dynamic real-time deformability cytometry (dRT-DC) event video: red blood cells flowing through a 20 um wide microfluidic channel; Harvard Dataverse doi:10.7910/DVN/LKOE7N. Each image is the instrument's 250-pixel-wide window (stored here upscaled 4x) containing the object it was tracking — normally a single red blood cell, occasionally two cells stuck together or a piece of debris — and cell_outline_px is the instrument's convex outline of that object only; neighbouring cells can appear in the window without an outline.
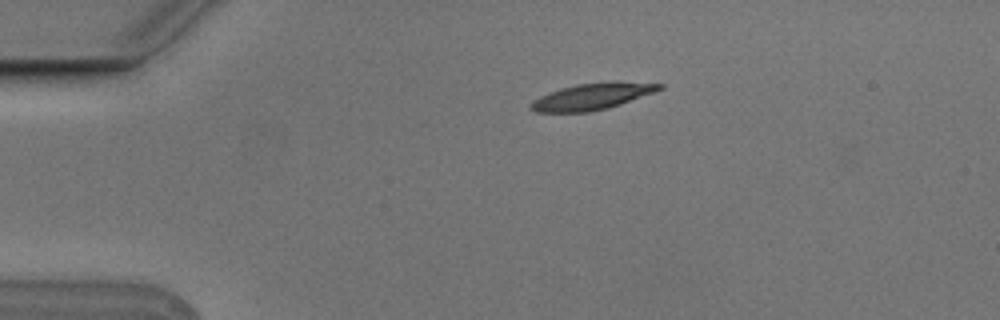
{"species": "Egyptian fruit bat (a non-hibernating species)", "species_latin": "Rousettus aegyptiacus", "temperature_condition": "cold", "stored_images_in_passage": 5, "camera_frame_rate_fps": 3000, "um_per_image_px": 0.085, "animal": {"sex": "male"}, "frame": {"image": 1, "passage_image": 5, "time_ms": 1.333, "image_size_px": [1000, 320], "cell_outline_px": [[664, 88], [656, 92], [608, 108], [588, 112], [536, 112], [528, 108], [528, 104], [532, 100], [540, 96], [560, 88], [576, 84], [612, 80], [664, 84]], "centroid_in_image_um": [50.34, 8.18], "position_along_channel_um": 34.7, "area_um2": 20.23}}